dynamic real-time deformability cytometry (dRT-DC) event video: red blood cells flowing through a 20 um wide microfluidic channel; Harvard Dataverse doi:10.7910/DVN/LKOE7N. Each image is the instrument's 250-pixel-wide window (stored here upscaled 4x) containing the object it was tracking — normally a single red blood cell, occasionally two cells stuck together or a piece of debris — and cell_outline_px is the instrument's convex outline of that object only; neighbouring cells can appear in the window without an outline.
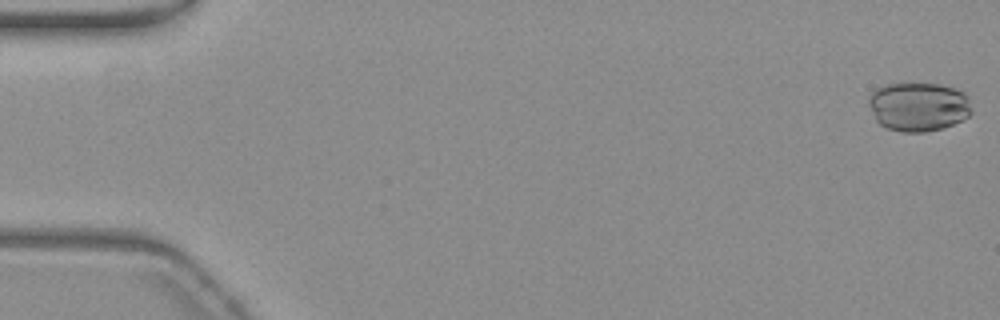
{"species": "common noctule bat (a hibernating species)", "species_latin": "Nyctalus noctula", "temperature_condition": "warm", "stored_images_in_passage": 54, "camera_frame_rate_fps": 3000, "um_per_image_px": 0.085, "animal": {"sex": "female", "body_mass_g": 19.3, "forearm_length_mm": 54.1}, "frame": {"image": 1, "passage_image": 1, "time_ms": 0.0, "image_size_px": [1000, 320], "cell_outline_px": [[972, 112], [968, 116], [952, 124], [940, 128], [924, 132], [900, 132], [888, 128], [880, 124], [876, 120], [868, 104], [868, 100], [872, 92], [876, 88], [884, 84], [940, 84], [964, 92], [968, 100]], "centroid_in_image_um": [78.03, 9.07], "position_along_channel_um": 7.0, "area_um2": 29.13}}
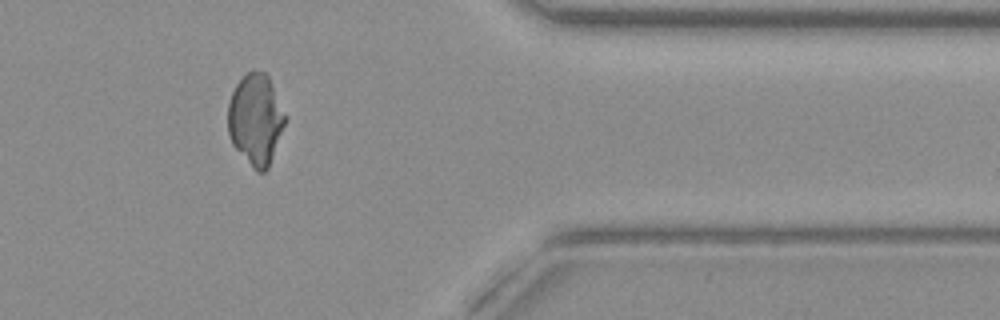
{"frame": {"image": 2, "passage_image": 46, "time_ms": 15.0, "image_size_px": [1000, 320], "cell_outline_px": [[288, 120], [268, 168], [264, 172], [256, 172], [252, 168], [232, 144], [228, 136], [228, 104], [232, 92], [236, 84], [248, 72], [264, 72], [268, 76], [288, 116]], "centroid_in_image_um": [21.76, 10.19], "position_along_channel_um": 389.6, "area_um2": 30.69}}